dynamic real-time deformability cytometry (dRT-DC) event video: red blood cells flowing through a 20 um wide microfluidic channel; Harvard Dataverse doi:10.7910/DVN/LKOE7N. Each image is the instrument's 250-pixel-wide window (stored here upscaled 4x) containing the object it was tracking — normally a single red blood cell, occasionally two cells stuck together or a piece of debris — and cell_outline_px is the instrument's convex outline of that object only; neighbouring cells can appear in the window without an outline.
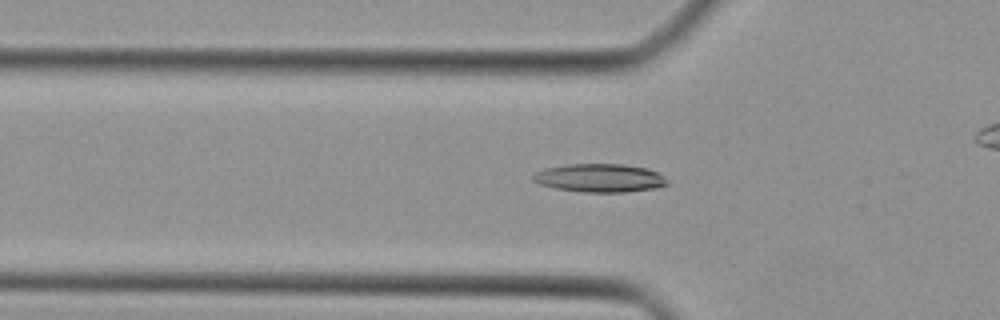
{"species": "Egyptian fruit bat (a non-hibernating species)", "species_latin": "Rousettus aegyptiacus", "temperature_condition": "cold", "stored_images_in_passage": 24, "camera_frame_rate_fps": 3000, "um_per_image_px": 0.085, "animal": {"sex": "female"}, "frame": {"image": 1, "passage_image": 12, "time_ms": 3.667, "image_size_px": [1000, 320], "cell_outline_px": [[668, 184], [656, 188], [628, 192], [584, 192], [556, 188], [540, 184], [532, 180], [532, 176], [536, 172], [544, 168], [568, 164], [624, 164], [648, 168], [664, 176], [668, 180]], "centroid_in_image_um": [51.0, 15.12], "position_along_channel_um": 74.8, "area_um2": 22.25}}
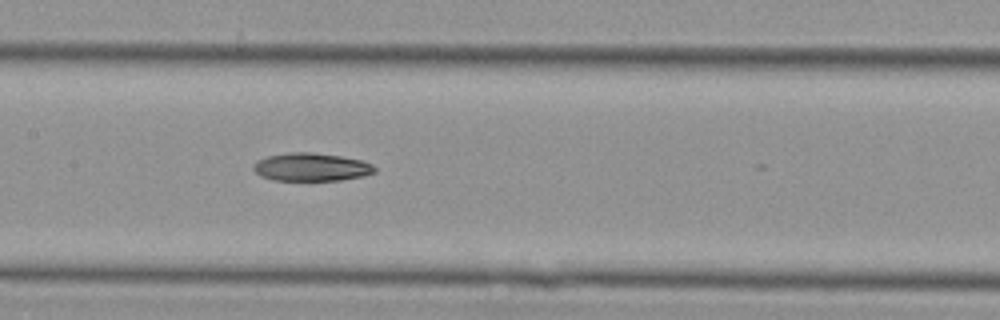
{"frame": {"image": 2, "passage_image": 19, "time_ms": 6.0, "image_size_px": [1000, 320], "cell_outline_px": [[376, 172], [364, 176], [340, 180], [272, 180], [260, 176], [252, 168], [252, 164], [256, 160], [268, 156], [288, 152], [312, 152], [340, 156], [360, 160], [372, 164], [376, 168]], "centroid_in_image_um": [26.43, 14.2], "position_along_channel_um": 181.0, "area_um2": 19.94}}
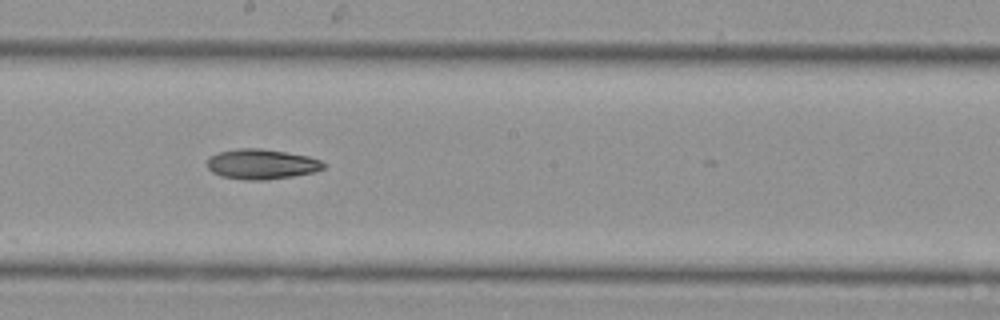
{"frame": {"image": 3, "passage_image": 22, "time_ms": 7.0, "image_size_px": [1000, 320], "cell_outline_px": [[328, 164], [324, 168], [312, 172], [292, 176], [264, 180], [244, 180], [220, 176], [212, 172], [208, 168], [208, 156], [216, 152], [236, 148], [260, 148], [308, 156], [320, 160]], "centroid_in_image_um": [22.2, 13.94], "position_along_channel_um": 226.0, "area_um2": 20.52}}